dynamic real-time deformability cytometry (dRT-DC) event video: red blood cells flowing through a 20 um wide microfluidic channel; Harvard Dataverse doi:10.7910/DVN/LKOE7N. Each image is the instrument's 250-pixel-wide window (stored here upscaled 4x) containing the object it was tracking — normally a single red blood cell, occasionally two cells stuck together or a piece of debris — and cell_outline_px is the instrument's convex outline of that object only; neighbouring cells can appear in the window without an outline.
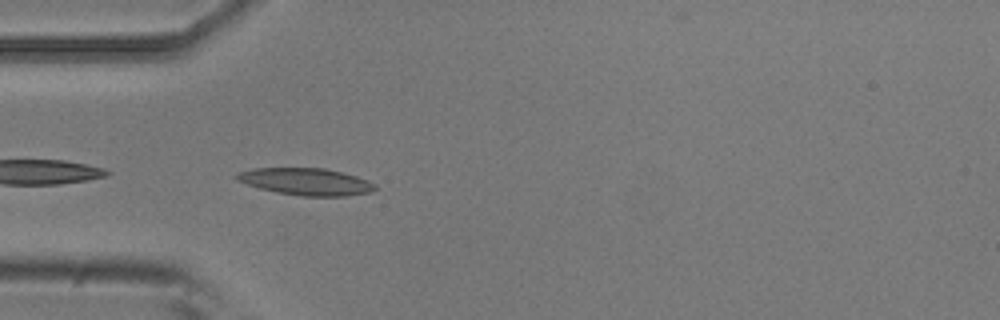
{"species": "common noctule bat (a hibernating species)", "species_latin": "Nyctalus noctula", "temperature_condition": "room temperature", "stored_images_in_passage": 4, "camera_frame_rate_fps": 3000, "um_per_image_px": 0.085, "animal": {"sex": "male", "body_mass_g": 20.5, "forearm_length_mm": 52.5}, "frame": {"image": 1, "passage_image": 4, "time_ms": 1.0, "image_size_px": [1000, 320], "cell_outline_px": [[376, 188], [372, 192], [348, 196], [300, 196], [276, 192], [260, 188], [236, 180], [232, 176], [240, 172], [252, 168], [324, 168], [344, 172], [368, 180], [376, 184]], "centroid_in_image_um": [26.03, 15.44], "position_along_channel_um": 59.0, "area_um2": 21.96}}